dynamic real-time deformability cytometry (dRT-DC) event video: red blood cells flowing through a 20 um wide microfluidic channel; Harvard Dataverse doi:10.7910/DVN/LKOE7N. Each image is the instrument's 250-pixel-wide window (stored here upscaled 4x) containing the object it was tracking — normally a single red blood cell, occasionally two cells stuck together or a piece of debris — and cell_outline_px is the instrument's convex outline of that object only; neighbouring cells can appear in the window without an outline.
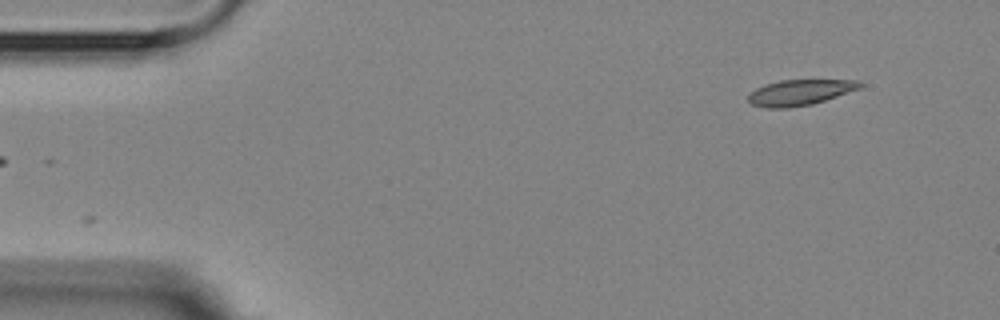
{"species": "Egyptian fruit bat (a non-hibernating species)", "species_latin": "Rousettus aegyptiacus", "temperature_condition": "room temperature", "stored_images_in_passage": 3, "segment_of_instrument_passage": [2, 2], "camera_frame_rate_fps": 3000, "um_per_image_px": 0.085, "animal": {"sex": "female"}, "frame": {"image": 1, "passage_image": 3, "time_ms": 2.333, "image_size_px": [1000, 320], "cell_outline_px": [[864, 84], [860, 88], [812, 104], [788, 108], [768, 108], [752, 104], [748, 100], [748, 92], [764, 84], [780, 80], [860, 80]], "centroid_in_image_um": [67.96, 7.85], "position_along_channel_um": 17.0, "area_um2": 16.7}}